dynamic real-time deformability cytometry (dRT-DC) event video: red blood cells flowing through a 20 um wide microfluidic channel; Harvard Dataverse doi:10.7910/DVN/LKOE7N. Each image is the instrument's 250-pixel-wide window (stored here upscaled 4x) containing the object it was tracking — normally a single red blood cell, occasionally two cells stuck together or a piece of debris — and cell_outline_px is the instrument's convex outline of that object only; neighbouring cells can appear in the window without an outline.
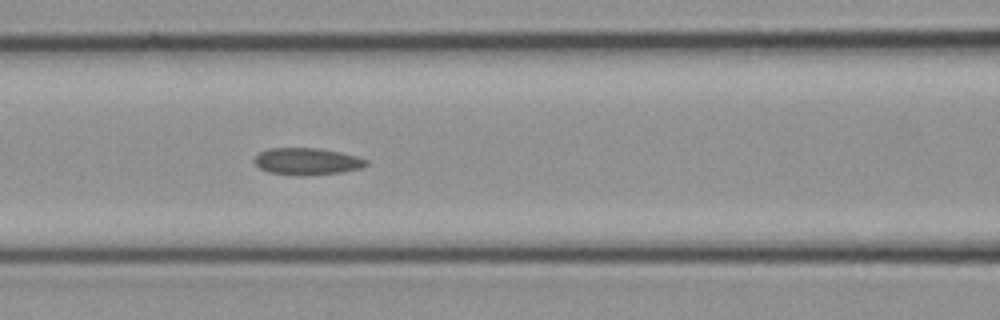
{"species": "common noctule bat (a hibernating species)", "species_latin": "Nyctalus noctula", "temperature_condition": "cold", "stored_images_in_passage": 11, "camera_frame_rate_fps": 3000, "um_per_image_px": 0.085, "animal": {"sex": "female", "body_mass_g": 21.9}, "frame": {"image": 1, "passage_image": 11, "time_ms": 3.333, "image_size_px": [1000, 320], "cell_outline_px": [[368, 164], [360, 168], [340, 172], [296, 176], [268, 172], [260, 168], [252, 160], [260, 152], [268, 148], [320, 148], [340, 152], [356, 156], [368, 160]], "centroid_in_image_um": [26.07, 13.71], "position_along_channel_um": 140.5, "area_um2": 17.51}}